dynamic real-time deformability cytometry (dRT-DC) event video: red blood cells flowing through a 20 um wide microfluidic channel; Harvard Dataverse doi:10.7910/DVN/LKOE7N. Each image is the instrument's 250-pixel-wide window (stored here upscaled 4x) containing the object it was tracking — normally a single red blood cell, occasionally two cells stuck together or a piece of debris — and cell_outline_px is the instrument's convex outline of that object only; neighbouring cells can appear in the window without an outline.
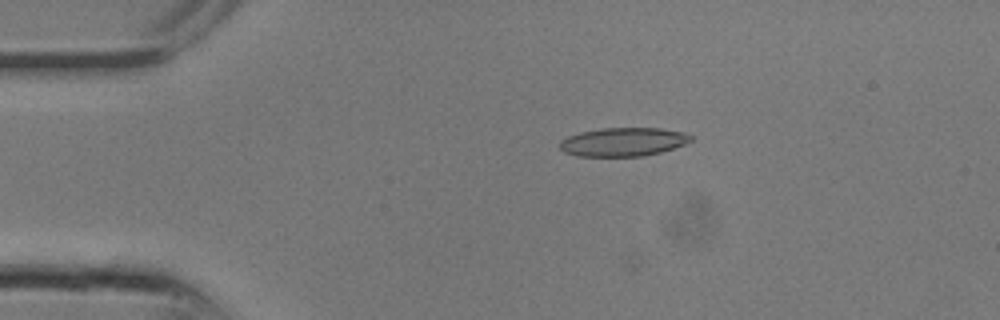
{"species": "common noctule bat (a hibernating species)", "species_latin": "Nyctalus noctula", "temperature_condition": "room temperature", "stored_images_in_passage": 13, "camera_frame_rate_fps": 3000, "um_per_image_px": 0.085, "animal": {"sex": "male", "body_mass_g": 13.3}, "frame": {"image": 1, "passage_image": 4, "time_ms": 1.0, "image_size_px": [1000, 320], "cell_outline_px": [[692, 140], [684, 144], [660, 152], [644, 156], [576, 156], [564, 152], [560, 148], [560, 140], [568, 136], [580, 132], [600, 128], [660, 128], [684, 132], [692, 136]], "centroid_in_image_um": [52.95, 12.06], "position_along_channel_um": 32.0, "area_um2": 21.85}}
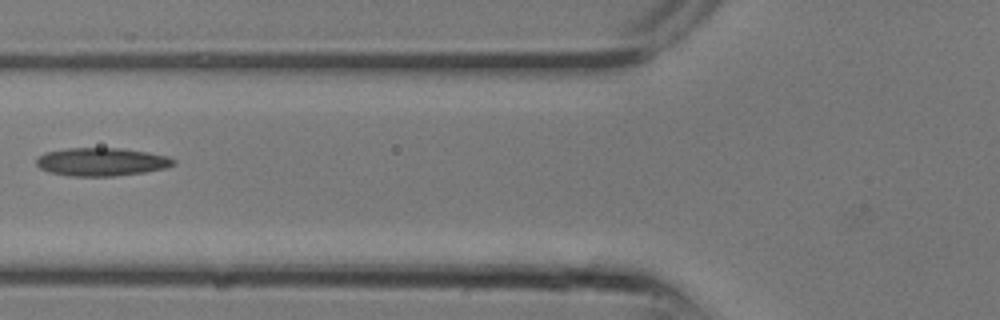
{"frame": {"image": 2, "passage_image": 9, "time_ms": 2.667, "image_size_px": [1000, 320], "cell_outline_px": [[176, 164], [164, 168], [144, 172], [112, 176], [68, 176], [48, 172], [40, 168], [36, 164], [36, 160], [44, 152], [68, 148], [124, 148], [148, 152], [168, 156], [176, 160]], "centroid_in_image_um": [8.63, 13.75], "position_along_channel_um": 117.2, "area_um2": 22.6}}
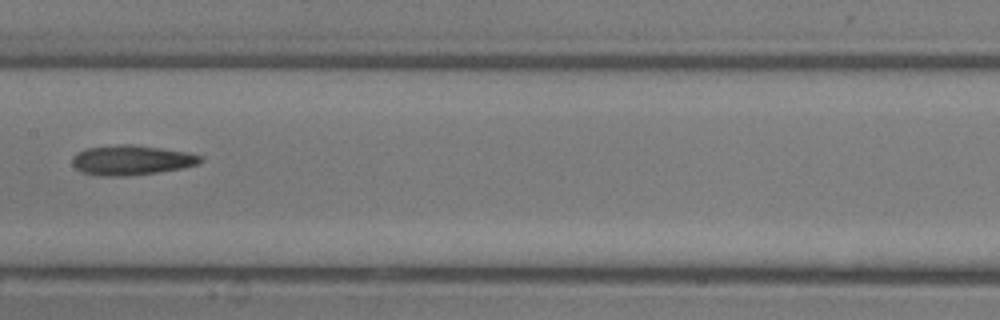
{"frame": {"image": 3, "passage_image": 12, "time_ms": 3.667, "image_size_px": [1000, 320], "cell_outline_px": [[204, 160], [200, 164], [184, 168], [128, 176], [96, 176], [80, 172], [72, 164], [72, 156], [76, 152], [88, 148], [120, 144], [132, 144], [188, 152], [204, 156]], "centroid_in_image_um": [11.19, 13.62], "position_along_channel_um": 196.2, "area_um2": 22.6}}